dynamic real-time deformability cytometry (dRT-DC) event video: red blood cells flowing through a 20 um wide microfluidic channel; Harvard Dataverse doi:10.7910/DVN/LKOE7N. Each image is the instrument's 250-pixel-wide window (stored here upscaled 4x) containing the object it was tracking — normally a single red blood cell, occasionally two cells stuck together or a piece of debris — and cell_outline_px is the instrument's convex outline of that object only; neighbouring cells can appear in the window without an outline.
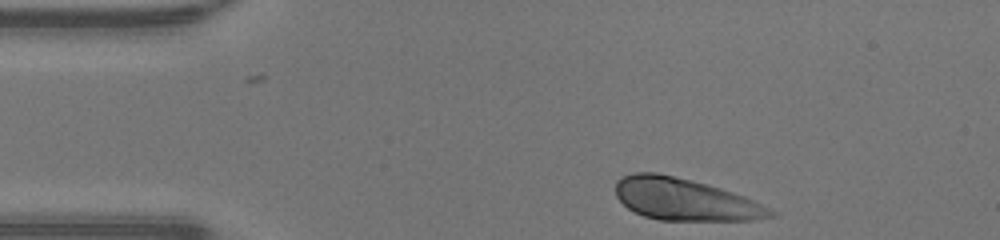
{"species": "human", "species_latin": "Homo sapiens", "temperature_condition": "warm", "stored_images_in_passage": 31, "camera_frame_rate_fps": 3000, "um_per_image_px": 0.085, "donor": {"sex": "male"}, "frame": {"image": 1, "passage_image": 1, "time_ms": 0.0, "image_size_px": [1000, 240], "cell_outline_px": [[776, 212], [772, 216], [752, 220], [660, 220], [644, 216], [628, 208], [616, 196], [616, 180], [624, 176], [636, 172], [656, 172], [708, 184], [744, 196]], "centroid_in_image_um": [58.18, 16.94], "position_along_channel_um": 26.8, "area_um2": 37.45}}
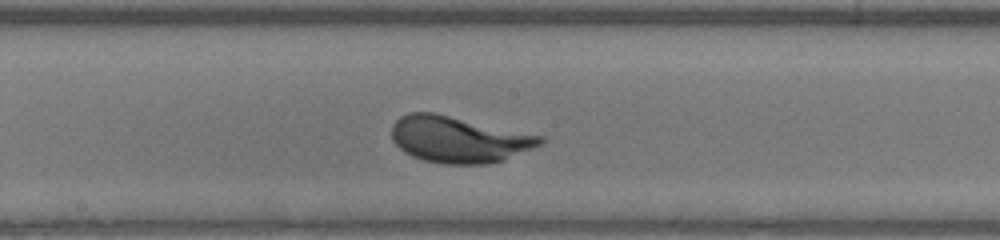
{"frame": {"image": 2, "passage_image": 18, "time_ms": 5.667, "image_size_px": [1000, 240], "cell_outline_px": [[544, 144], [504, 160], [488, 164], [444, 164], [424, 160], [412, 156], [404, 152], [392, 140], [392, 124], [400, 116], [408, 112], [436, 112], [544, 136]], "centroid_in_image_um": [39.01, 11.84], "position_along_channel_um": 209.2, "area_um2": 40.52}}
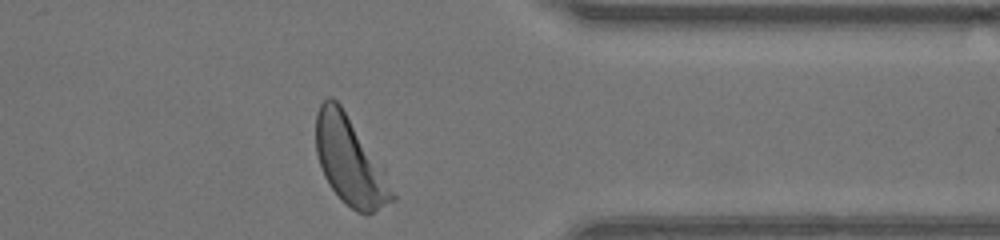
{"frame": {"image": 3, "passage_image": 31, "time_ms": 10.0, "image_size_px": [1000, 240], "cell_outline_px": [[396, 200], [368, 216], [356, 212], [332, 188], [324, 176], [316, 152], [316, 112], [320, 104], [328, 96], [332, 96], [340, 104], [384, 164], [396, 196]], "centroid_in_image_um": [29.81, 13.68], "position_along_channel_um": 381.6, "area_um2": 39.65}, "authors_computed_cell_mechanics": {"area_um2": 38.5526, "velocity_mm_per_s": 4.2865, "shape_relaxation_time_tau1_ms": 2.3577, "shape_relaxation_time_tau2_ms": null, "deformation_change_tau1": 0.1711, "deformation_change_tau2": null}}